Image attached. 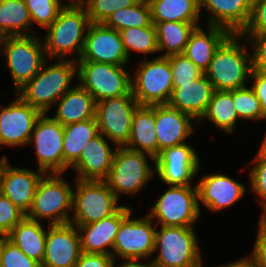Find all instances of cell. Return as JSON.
<instances>
[{"mask_svg":"<svg viewBox=\"0 0 266 267\" xmlns=\"http://www.w3.org/2000/svg\"><path fill=\"white\" fill-rule=\"evenodd\" d=\"M239 37L242 36L231 34L215 51L204 72L216 91L244 88V82L250 78L252 61L246 49L237 43Z\"/></svg>","mask_w":266,"mask_h":267,"instance_id":"6da1fadb","label":"cell"},{"mask_svg":"<svg viewBox=\"0 0 266 267\" xmlns=\"http://www.w3.org/2000/svg\"><path fill=\"white\" fill-rule=\"evenodd\" d=\"M43 64L39 72L19 91V95L26 103L46 114L51 104L56 103L70 90L69 84L77 71L74 60H61L45 68Z\"/></svg>","mask_w":266,"mask_h":267,"instance_id":"7a4b0ae2","label":"cell"},{"mask_svg":"<svg viewBox=\"0 0 266 267\" xmlns=\"http://www.w3.org/2000/svg\"><path fill=\"white\" fill-rule=\"evenodd\" d=\"M65 5L58 13L57 18L47 28L48 34L45 39L44 49L50 57L69 55L73 50L79 57L82 54L85 27L90 25V19L85 7L78 1Z\"/></svg>","mask_w":266,"mask_h":267,"instance_id":"3957f363","label":"cell"},{"mask_svg":"<svg viewBox=\"0 0 266 267\" xmlns=\"http://www.w3.org/2000/svg\"><path fill=\"white\" fill-rule=\"evenodd\" d=\"M159 249L152 263L161 267H201L202 261L197 238L192 227L161 226L155 232L154 252Z\"/></svg>","mask_w":266,"mask_h":267,"instance_id":"277c9868","label":"cell"},{"mask_svg":"<svg viewBox=\"0 0 266 267\" xmlns=\"http://www.w3.org/2000/svg\"><path fill=\"white\" fill-rule=\"evenodd\" d=\"M77 74L83 89H86L95 102L105 99L133 96L132 79L122 67L91 61H78Z\"/></svg>","mask_w":266,"mask_h":267,"instance_id":"5b68a950","label":"cell"},{"mask_svg":"<svg viewBox=\"0 0 266 267\" xmlns=\"http://www.w3.org/2000/svg\"><path fill=\"white\" fill-rule=\"evenodd\" d=\"M117 196L105 181L77 180L73 192L70 223L74 226L87 225L115 214L122 206H117Z\"/></svg>","mask_w":266,"mask_h":267,"instance_id":"8992f818","label":"cell"},{"mask_svg":"<svg viewBox=\"0 0 266 267\" xmlns=\"http://www.w3.org/2000/svg\"><path fill=\"white\" fill-rule=\"evenodd\" d=\"M60 173L43 176L38 183L30 210L25 215L34 221L37 218H53L49 225L70 223L67 213L72 209L73 190L61 177Z\"/></svg>","mask_w":266,"mask_h":267,"instance_id":"52a82bcc","label":"cell"},{"mask_svg":"<svg viewBox=\"0 0 266 267\" xmlns=\"http://www.w3.org/2000/svg\"><path fill=\"white\" fill-rule=\"evenodd\" d=\"M132 80V95L139 105L168 104L173 92V76L168 57L144 61Z\"/></svg>","mask_w":266,"mask_h":267,"instance_id":"ba28073f","label":"cell"},{"mask_svg":"<svg viewBox=\"0 0 266 267\" xmlns=\"http://www.w3.org/2000/svg\"><path fill=\"white\" fill-rule=\"evenodd\" d=\"M36 36H6L1 38L0 45L6 54L13 81L17 91L26 85L46 62L42 44Z\"/></svg>","mask_w":266,"mask_h":267,"instance_id":"9c48e42d","label":"cell"},{"mask_svg":"<svg viewBox=\"0 0 266 267\" xmlns=\"http://www.w3.org/2000/svg\"><path fill=\"white\" fill-rule=\"evenodd\" d=\"M146 153L117 147L108 177L104 180L112 192L136 193L153 176L146 161Z\"/></svg>","mask_w":266,"mask_h":267,"instance_id":"30bf717a","label":"cell"},{"mask_svg":"<svg viewBox=\"0 0 266 267\" xmlns=\"http://www.w3.org/2000/svg\"><path fill=\"white\" fill-rule=\"evenodd\" d=\"M148 216L155 224L161 226L193 227V223L200 216L197 187L170 186V188L157 200V203Z\"/></svg>","mask_w":266,"mask_h":267,"instance_id":"8fae6325","label":"cell"},{"mask_svg":"<svg viewBox=\"0 0 266 267\" xmlns=\"http://www.w3.org/2000/svg\"><path fill=\"white\" fill-rule=\"evenodd\" d=\"M138 106L134 96H120L96 102L95 118L99 133L118 147L126 146L131 133L133 114Z\"/></svg>","mask_w":266,"mask_h":267,"instance_id":"7c38bea8","label":"cell"},{"mask_svg":"<svg viewBox=\"0 0 266 267\" xmlns=\"http://www.w3.org/2000/svg\"><path fill=\"white\" fill-rule=\"evenodd\" d=\"M130 216L121 223L113 245L114 252L111 253L114 259L116 255L127 260L122 267L154 253L156 230L152 219L146 215L145 218L131 220Z\"/></svg>","mask_w":266,"mask_h":267,"instance_id":"4fadbf2b","label":"cell"},{"mask_svg":"<svg viewBox=\"0 0 266 267\" xmlns=\"http://www.w3.org/2000/svg\"><path fill=\"white\" fill-rule=\"evenodd\" d=\"M29 143L34 141L39 170L47 173L63 172V126L51 117L41 114L37 119ZM33 136V137H32Z\"/></svg>","mask_w":266,"mask_h":267,"instance_id":"5bb4252c","label":"cell"},{"mask_svg":"<svg viewBox=\"0 0 266 267\" xmlns=\"http://www.w3.org/2000/svg\"><path fill=\"white\" fill-rule=\"evenodd\" d=\"M79 61L125 65L128 56L124 50L121 34L103 23H90Z\"/></svg>","mask_w":266,"mask_h":267,"instance_id":"9a60e30c","label":"cell"},{"mask_svg":"<svg viewBox=\"0 0 266 267\" xmlns=\"http://www.w3.org/2000/svg\"><path fill=\"white\" fill-rule=\"evenodd\" d=\"M154 161L158 176L169 186H190L199 168L196 152L186 143L162 150Z\"/></svg>","mask_w":266,"mask_h":267,"instance_id":"2e32d148","label":"cell"},{"mask_svg":"<svg viewBox=\"0 0 266 267\" xmlns=\"http://www.w3.org/2000/svg\"><path fill=\"white\" fill-rule=\"evenodd\" d=\"M42 113L20 96L0 111V144L23 145L30 141L35 123Z\"/></svg>","mask_w":266,"mask_h":267,"instance_id":"e0dca14e","label":"cell"},{"mask_svg":"<svg viewBox=\"0 0 266 267\" xmlns=\"http://www.w3.org/2000/svg\"><path fill=\"white\" fill-rule=\"evenodd\" d=\"M49 227L41 267H75L82 253L77 228L71 223Z\"/></svg>","mask_w":266,"mask_h":267,"instance_id":"ac0fdd59","label":"cell"},{"mask_svg":"<svg viewBox=\"0 0 266 267\" xmlns=\"http://www.w3.org/2000/svg\"><path fill=\"white\" fill-rule=\"evenodd\" d=\"M129 215H131V209L122 206L115 214L100 221L77 226L82 252L111 255L105 247L109 246L113 249L121 223ZM84 231L85 234H83Z\"/></svg>","mask_w":266,"mask_h":267,"instance_id":"d6986e66","label":"cell"},{"mask_svg":"<svg viewBox=\"0 0 266 267\" xmlns=\"http://www.w3.org/2000/svg\"><path fill=\"white\" fill-rule=\"evenodd\" d=\"M190 115L169 104L155 105L158 154L162 150L183 144L193 131Z\"/></svg>","mask_w":266,"mask_h":267,"instance_id":"ffe728a7","label":"cell"},{"mask_svg":"<svg viewBox=\"0 0 266 267\" xmlns=\"http://www.w3.org/2000/svg\"><path fill=\"white\" fill-rule=\"evenodd\" d=\"M23 168H9L7 164L1 180L0 192L9 198L25 215L31 208L38 183L45 176Z\"/></svg>","mask_w":266,"mask_h":267,"instance_id":"44dd1931","label":"cell"},{"mask_svg":"<svg viewBox=\"0 0 266 267\" xmlns=\"http://www.w3.org/2000/svg\"><path fill=\"white\" fill-rule=\"evenodd\" d=\"M253 0H199V9L205 7L214 14L209 25L227 29L231 34H241L252 14Z\"/></svg>","mask_w":266,"mask_h":267,"instance_id":"7402d4cb","label":"cell"},{"mask_svg":"<svg viewBox=\"0 0 266 267\" xmlns=\"http://www.w3.org/2000/svg\"><path fill=\"white\" fill-rule=\"evenodd\" d=\"M212 83L203 74L186 84H173V92L168 104L190 115L193 120L201 119L214 93Z\"/></svg>","mask_w":266,"mask_h":267,"instance_id":"603a6c76","label":"cell"},{"mask_svg":"<svg viewBox=\"0 0 266 267\" xmlns=\"http://www.w3.org/2000/svg\"><path fill=\"white\" fill-rule=\"evenodd\" d=\"M197 187L198 200L211 211L221 210L237 202L245 187L226 175H204Z\"/></svg>","mask_w":266,"mask_h":267,"instance_id":"cb8c5ba5","label":"cell"},{"mask_svg":"<svg viewBox=\"0 0 266 267\" xmlns=\"http://www.w3.org/2000/svg\"><path fill=\"white\" fill-rule=\"evenodd\" d=\"M114 154L115 151H111L105 138L99 134L85 145L72 167L79 174V180L104 181L111 169Z\"/></svg>","mask_w":266,"mask_h":267,"instance_id":"d4e9b609","label":"cell"},{"mask_svg":"<svg viewBox=\"0 0 266 267\" xmlns=\"http://www.w3.org/2000/svg\"><path fill=\"white\" fill-rule=\"evenodd\" d=\"M206 34L199 26L190 34L184 55L203 72L208 68L215 51L231 35L222 27L209 25Z\"/></svg>","mask_w":266,"mask_h":267,"instance_id":"484cf974","label":"cell"},{"mask_svg":"<svg viewBox=\"0 0 266 267\" xmlns=\"http://www.w3.org/2000/svg\"><path fill=\"white\" fill-rule=\"evenodd\" d=\"M155 127V105H139L133 114L131 133L125 147L133 151L145 152L155 160L158 155Z\"/></svg>","mask_w":266,"mask_h":267,"instance_id":"4316f807","label":"cell"},{"mask_svg":"<svg viewBox=\"0 0 266 267\" xmlns=\"http://www.w3.org/2000/svg\"><path fill=\"white\" fill-rule=\"evenodd\" d=\"M58 102L53 119L62 126L95 118L96 102L93 96L80 85L68 90Z\"/></svg>","mask_w":266,"mask_h":267,"instance_id":"83f0119b","label":"cell"},{"mask_svg":"<svg viewBox=\"0 0 266 267\" xmlns=\"http://www.w3.org/2000/svg\"><path fill=\"white\" fill-rule=\"evenodd\" d=\"M63 131L64 171L80 158L85 145L100 133L96 118L65 125Z\"/></svg>","mask_w":266,"mask_h":267,"instance_id":"f1b7e54d","label":"cell"},{"mask_svg":"<svg viewBox=\"0 0 266 267\" xmlns=\"http://www.w3.org/2000/svg\"><path fill=\"white\" fill-rule=\"evenodd\" d=\"M6 237L29 258L43 262L47 232L38 221L24 217Z\"/></svg>","mask_w":266,"mask_h":267,"instance_id":"f546056e","label":"cell"},{"mask_svg":"<svg viewBox=\"0 0 266 267\" xmlns=\"http://www.w3.org/2000/svg\"><path fill=\"white\" fill-rule=\"evenodd\" d=\"M151 9L152 23L165 21L197 24L199 0H147Z\"/></svg>","mask_w":266,"mask_h":267,"instance_id":"4dcf8cb0","label":"cell"},{"mask_svg":"<svg viewBox=\"0 0 266 267\" xmlns=\"http://www.w3.org/2000/svg\"><path fill=\"white\" fill-rule=\"evenodd\" d=\"M153 24L156 29L158 51L168 50L161 55L162 57L183 54L190 34L198 27L196 24L173 21Z\"/></svg>","mask_w":266,"mask_h":267,"instance_id":"1f68e13d","label":"cell"},{"mask_svg":"<svg viewBox=\"0 0 266 267\" xmlns=\"http://www.w3.org/2000/svg\"><path fill=\"white\" fill-rule=\"evenodd\" d=\"M29 25H32V22L25 0H0L1 38L27 36V33L24 32Z\"/></svg>","mask_w":266,"mask_h":267,"instance_id":"d6a6232c","label":"cell"},{"mask_svg":"<svg viewBox=\"0 0 266 267\" xmlns=\"http://www.w3.org/2000/svg\"><path fill=\"white\" fill-rule=\"evenodd\" d=\"M232 90L214 91L207 110L200 120L207 118L226 132H233L239 118L233 105Z\"/></svg>","mask_w":266,"mask_h":267,"instance_id":"836d02e7","label":"cell"},{"mask_svg":"<svg viewBox=\"0 0 266 267\" xmlns=\"http://www.w3.org/2000/svg\"><path fill=\"white\" fill-rule=\"evenodd\" d=\"M151 23L149 3L147 0H140L135 5L116 10L103 24L114 30L121 31L130 27H146Z\"/></svg>","mask_w":266,"mask_h":267,"instance_id":"e575fe53","label":"cell"},{"mask_svg":"<svg viewBox=\"0 0 266 267\" xmlns=\"http://www.w3.org/2000/svg\"><path fill=\"white\" fill-rule=\"evenodd\" d=\"M124 50L129 58V51H139L145 55L158 51L156 29L153 23L146 27H130L119 31Z\"/></svg>","mask_w":266,"mask_h":267,"instance_id":"d590c367","label":"cell"},{"mask_svg":"<svg viewBox=\"0 0 266 267\" xmlns=\"http://www.w3.org/2000/svg\"><path fill=\"white\" fill-rule=\"evenodd\" d=\"M233 105L239 118L244 119H266L258 100L252 88H241L232 90Z\"/></svg>","mask_w":266,"mask_h":267,"instance_id":"8d00e7d4","label":"cell"},{"mask_svg":"<svg viewBox=\"0 0 266 267\" xmlns=\"http://www.w3.org/2000/svg\"><path fill=\"white\" fill-rule=\"evenodd\" d=\"M86 9L91 23H104L120 8L135 5L140 0H78Z\"/></svg>","mask_w":266,"mask_h":267,"instance_id":"74e56055","label":"cell"},{"mask_svg":"<svg viewBox=\"0 0 266 267\" xmlns=\"http://www.w3.org/2000/svg\"><path fill=\"white\" fill-rule=\"evenodd\" d=\"M31 22L48 28L57 18L59 11L65 6L59 0H25Z\"/></svg>","mask_w":266,"mask_h":267,"instance_id":"f35d334b","label":"cell"},{"mask_svg":"<svg viewBox=\"0 0 266 267\" xmlns=\"http://www.w3.org/2000/svg\"><path fill=\"white\" fill-rule=\"evenodd\" d=\"M0 266L1 267H41L36 260L29 258L7 237L0 236Z\"/></svg>","mask_w":266,"mask_h":267,"instance_id":"ab89813d","label":"cell"},{"mask_svg":"<svg viewBox=\"0 0 266 267\" xmlns=\"http://www.w3.org/2000/svg\"><path fill=\"white\" fill-rule=\"evenodd\" d=\"M173 84H186L201 77L204 72L184 54L169 56Z\"/></svg>","mask_w":266,"mask_h":267,"instance_id":"60d3db41","label":"cell"},{"mask_svg":"<svg viewBox=\"0 0 266 267\" xmlns=\"http://www.w3.org/2000/svg\"><path fill=\"white\" fill-rule=\"evenodd\" d=\"M25 214L0 192V235L6 237Z\"/></svg>","mask_w":266,"mask_h":267,"instance_id":"b9f144b4","label":"cell"},{"mask_svg":"<svg viewBox=\"0 0 266 267\" xmlns=\"http://www.w3.org/2000/svg\"><path fill=\"white\" fill-rule=\"evenodd\" d=\"M262 33H266V0H253L250 21L240 35Z\"/></svg>","mask_w":266,"mask_h":267,"instance_id":"7bdbcfd3","label":"cell"},{"mask_svg":"<svg viewBox=\"0 0 266 267\" xmlns=\"http://www.w3.org/2000/svg\"><path fill=\"white\" fill-rule=\"evenodd\" d=\"M255 166L251 170L252 190L262 198L260 202L266 210V159L255 158Z\"/></svg>","mask_w":266,"mask_h":267,"instance_id":"ee69618b","label":"cell"},{"mask_svg":"<svg viewBox=\"0 0 266 267\" xmlns=\"http://www.w3.org/2000/svg\"><path fill=\"white\" fill-rule=\"evenodd\" d=\"M252 47L255 49L252 57V69L266 71V33L251 34Z\"/></svg>","mask_w":266,"mask_h":267,"instance_id":"f6af8a7d","label":"cell"},{"mask_svg":"<svg viewBox=\"0 0 266 267\" xmlns=\"http://www.w3.org/2000/svg\"><path fill=\"white\" fill-rule=\"evenodd\" d=\"M114 264L112 255L82 252L75 267H115Z\"/></svg>","mask_w":266,"mask_h":267,"instance_id":"bcb514c9","label":"cell"},{"mask_svg":"<svg viewBox=\"0 0 266 267\" xmlns=\"http://www.w3.org/2000/svg\"><path fill=\"white\" fill-rule=\"evenodd\" d=\"M257 267H266V223L261 219L254 251L250 257Z\"/></svg>","mask_w":266,"mask_h":267,"instance_id":"7dc6e473","label":"cell"},{"mask_svg":"<svg viewBox=\"0 0 266 267\" xmlns=\"http://www.w3.org/2000/svg\"><path fill=\"white\" fill-rule=\"evenodd\" d=\"M250 78L255 80L251 88L260 101L262 112L266 116V71L252 69Z\"/></svg>","mask_w":266,"mask_h":267,"instance_id":"c3c4849f","label":"cell"},{"mask_svg":"<svg viewBox=\"0 0 266 267\" xmlns=\"http://www.w3.org/2000/svg\"><path fill=\"white\" fill-rule=\"evenodd\" d=\"M220 267H257L255 262L249 258H243L238 261H234V263H230Z\"/></svg>","mask_w":266,"mask_h":267,"instance_id":"681fc988","label":"cell"},{"mask_svg":"<svg viewBox=\"0 0 266 267\" xmlns=\"http://www.w3.org/2000/svg\"><path fill=\"white\" fill-rule=\"evenodd\" d=\"M256 158H265L266 159V136L261 145L259 152L257 153Z\"/></svg>","mask_w":266,"mask_h":267,"instance_id":"f907efd6","label":"cell"},{"mask_svg":"<svg viewBox=\"0 0 266 267\" xmlns=\"http://www.w3.org/2000/svg\"><path fill=\"white\" fill-rule=\"evenodd\" d=\"M124 267H161V266H158L152 262H150L149 264H141L140 262H135V263H131L127 266H124Z\"/></svg>","mask_w":266,"mask_h":267,"instance_id":"816d5d0a","label":"cell"},{"mask_svg":"<svg viewBox=\"0 0 266 267\" xmlns=\"http://www.w3.org/2000/svg\"><path fill=\"white\" fill-rule=\"evenodd\" d=\"M7 164H8V161L6 160V157H3L0 160V187H1L2 174Z\"/></svg>","mask_w":266,"mask_h":267,"instance_id":"f5cc1de1","label":"cell"},{"mask_svg":"<svg viewBox=\"0 0 266 267\" xmlns=\"http://www.w3.org/2000/svg\"><path fill=\"white\" fill-rule=\"evenodd\" d=\"M261 219L266 223V211H265V213H263Z\"/></svg>","mask_w":266,"mask_h":267,"instance_id":"db71d44e","label":"cell"}]
</instances>
